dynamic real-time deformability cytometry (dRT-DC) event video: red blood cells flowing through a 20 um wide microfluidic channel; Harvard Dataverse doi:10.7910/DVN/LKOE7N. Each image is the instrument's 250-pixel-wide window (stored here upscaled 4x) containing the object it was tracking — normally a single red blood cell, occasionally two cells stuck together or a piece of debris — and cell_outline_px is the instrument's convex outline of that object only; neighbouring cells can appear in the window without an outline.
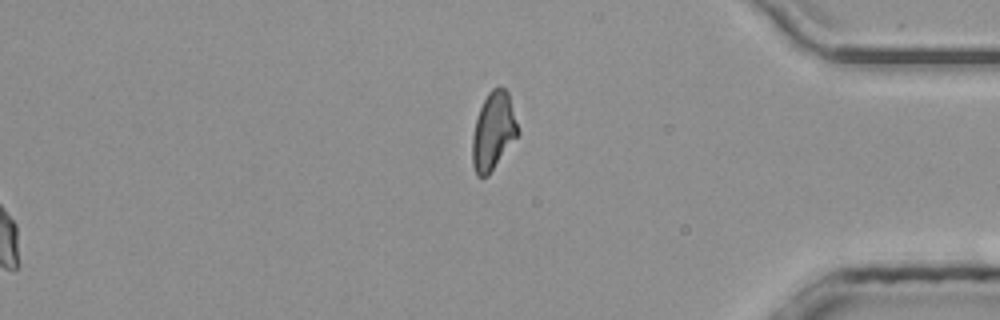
{"species": "common noctule bat (a hibernating species)", "species_latin": "Nyctalus noctula", "temperature_condition": "room temperature", "stored_images_in_passage": 37, "segment_of_instrument_passage": [2, 2], "camera_frame_rate_fps": 3000, "um_per_image_px": 0.085, "animal": {"sex": "male", "body_mass_g": 20.4}, "frame": {"image": 1, "passage_image": 37, "time_ms": 12.0, "image_size_px": [1000, 320], "cell_outline_px": [[520, 132], [488, 176], [476, 176], [472, 164], [472, 136], [476, 120], [480, 108], [488, 92], [492, 88], [504, 88], [508, 92]], "centroid_in_image_um": [41.92, 11.16], "position_along_channel_um": 393.3, "area_um2": 20.46}}